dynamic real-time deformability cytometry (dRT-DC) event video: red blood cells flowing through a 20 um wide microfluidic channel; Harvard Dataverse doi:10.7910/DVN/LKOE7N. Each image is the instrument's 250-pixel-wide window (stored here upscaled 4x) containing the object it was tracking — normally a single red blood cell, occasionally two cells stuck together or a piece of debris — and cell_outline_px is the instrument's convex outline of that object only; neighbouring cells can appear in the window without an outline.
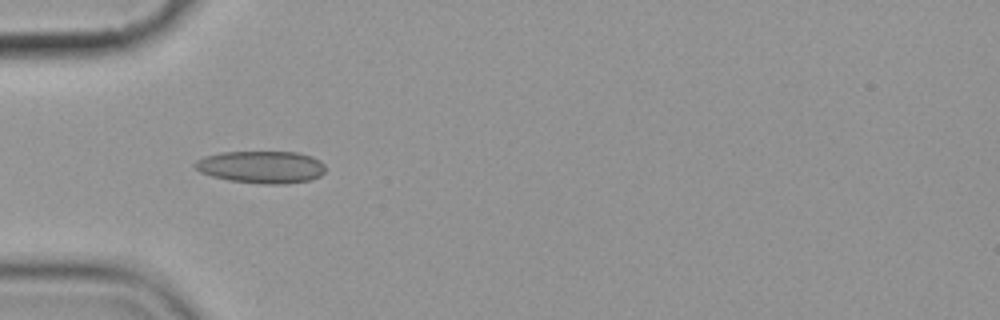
{"species": "common noctule bat (a hibernating species)", "species_latin": "Nyctalus noctula", "temperature_condition": "cold", "stored_images_in_passage": 5, "camera_frame_rate_fps": 3000, "um_per_image_px": 0.085, "animal": {"sex": "female", "body_mass_g": 19.9}, "frame": {"image": 1, "passage_image": 4, "time_ms": 3.667, "image_size_px": [1000, 320], "cell_outline_px": [[324, 172], [320, 176], [312, 180], [284, 184], [264, 184], [228, 180], [212, 176], [200, 172], [192, 164], [196, 160], [204, 156], [220, 152], [296, 152], [312, 156], [320, 160], [324, 164]], "centroid_in_image_um": [22.21, 14.19], "position_along_channel_um": 62.8, "area_um2": 24.74}}
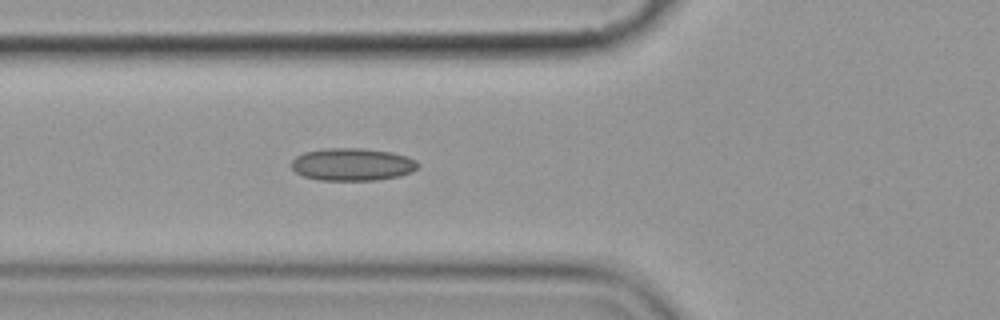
{"frame": {"image": 2, "passage_image": 5, "time_ms": 4.667, "image_size_px": [1000, 320], "cell_outline_px": [[420, 164], [412, 172], [400, 176], [376, 180], [320, 180], [304, 176], [296, 172], [292, 168], [292, 160], [296, 156], [304, 152], [324, 148], [360, 148], [392, 152], [416, 160]], "centroid_in_image_um": [29.95, 13.97], "position_along_channel_um": 95.9, "area_um2": 23.99}}